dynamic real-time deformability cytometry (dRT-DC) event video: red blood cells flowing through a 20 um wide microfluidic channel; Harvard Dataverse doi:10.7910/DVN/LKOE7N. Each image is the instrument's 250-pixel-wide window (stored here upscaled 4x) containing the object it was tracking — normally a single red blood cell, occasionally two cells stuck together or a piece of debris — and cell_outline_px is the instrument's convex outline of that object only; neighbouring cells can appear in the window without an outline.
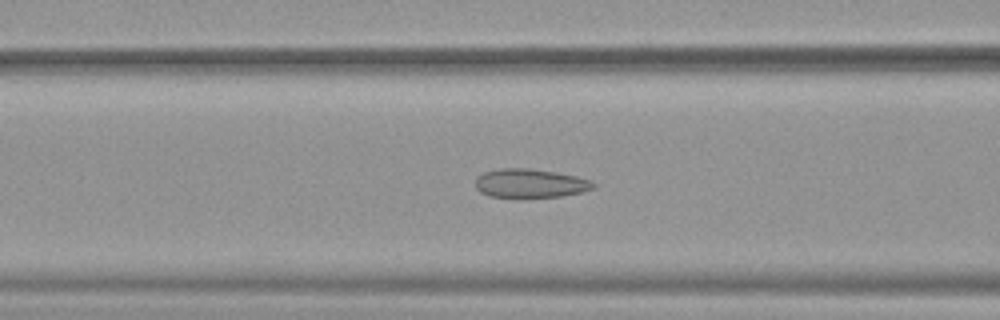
{"species": "common noctule bat (a hibernating species)", "species_latin": "Nyctalus noctula", "temperature_condition": "warm", "stored_images_in_passage": 43, "camera_frame_rate_fps": 3000, "um_per_image_px": 0.085, "animal": {"sex": "female", "body_mass_g": 19.9}, "frame": {"image": 1, "passage_image": 12, "time_ms": 3.667, "image_size_px": [1000, 320], "cell_outline_px": [[596, 188], [580, 192], [560, 196], [488, 196], [480, 192], [476, 188], [476, 176], [484, 172], [500, 168], [528, 168], [556, 172], [576, 176], [592, 180], [596, 184]], "centroid_in_image_um": [45.08, 15.56], "position_along_channel_um": 121.5, "area_um2": 19.59}}
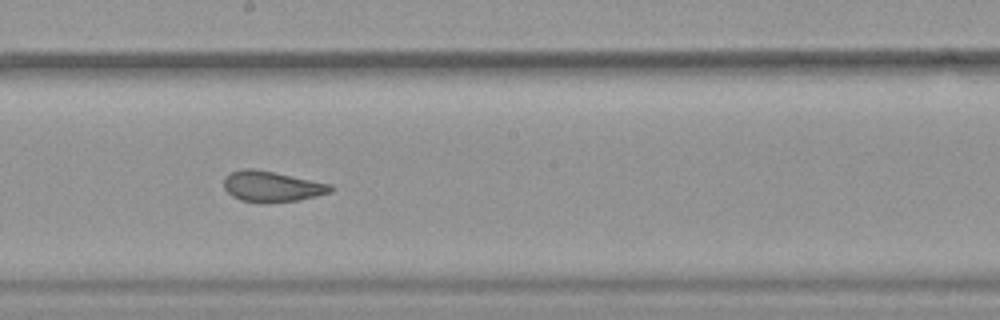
{"frame": {"image": 2, "passage_image": 20, "time_ms": 6.333, "image_size_px": [1000, 320], "cell_outline_px": [[336, 188], [332, 192], [300, 200], [240, 200], [232, 196], [224, 188], [224, 176], [232, 172], [244, 168], [252, 168], [332, 184]], "centroid_in_image_um": [23.14, 15.81], "position_along_channel_um": 225.1, "area_um2": 18.44}}
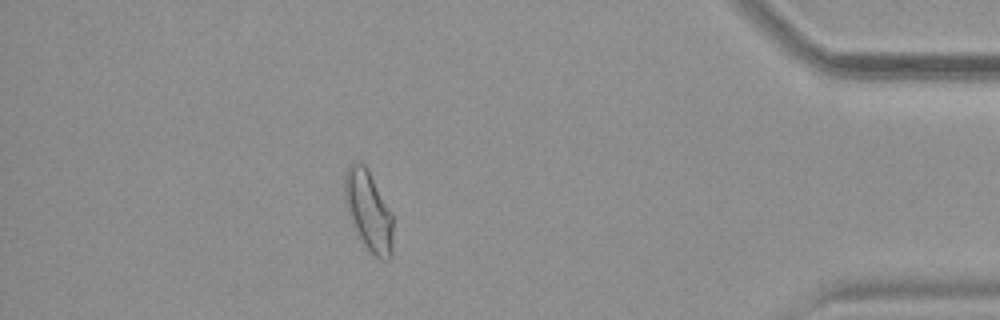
{"frame": {"image": 3, "passage_image": 37, "time_ms": 12.0, "image_size_px": [1000, 320], "cell_outline_px": [[392, 256], [388, 260], [380, 260], [356, 236], [344, 200], [344, 172], [348, 164], [356, 160], [364, 164], [368, 168], [392, 212]], "centroid_in_image_um": [31.3, 17.88], "position_along_channel_um": 403.9, "area_um2": 23.06}, "authors_computed_cell_mechanics": {"area_um2": 20.6924, "velocity_mm_per_s": 3.8909, "shape_relaxation_time_tau1_ms": null, "shape_relaxation_time_tau2_ms": 1.1094, "deformation_change_tau1": null, "deformation_change_tau2": 0.0614}}